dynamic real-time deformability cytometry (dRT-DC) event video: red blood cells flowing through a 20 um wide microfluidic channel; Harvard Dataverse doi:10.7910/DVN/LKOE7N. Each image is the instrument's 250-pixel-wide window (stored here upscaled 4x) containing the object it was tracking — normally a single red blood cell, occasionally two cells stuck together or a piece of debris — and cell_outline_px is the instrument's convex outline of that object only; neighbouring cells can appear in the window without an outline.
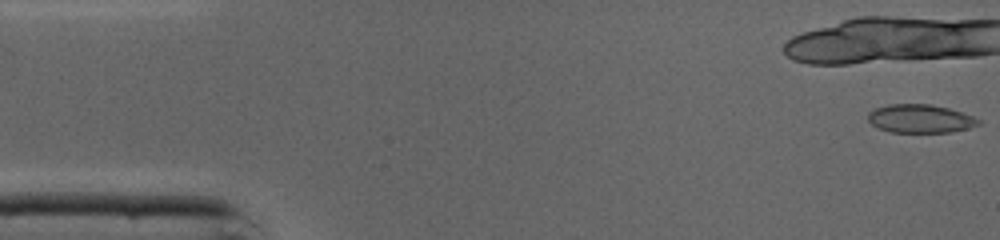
{"species": "common noctule bat (a hibernating species)", "species_latin": "Nyctalus noctula", "temperature_condition": "cold", "stored_images_in_passage": 10, "camera_frame_rate_fps": 3000, "um_per_image_px": 0.085, "animal": {"sex": "male", "body_mass_g": 19.0, "forearm_length_mm": 50.8}, "frame": {"image": 1, "passage_image": 1, "time_ms": 0.0, "image_size_px": [1000, 240], "cell_outline_px": [[980, 124], [968, 128], [952, 132], [888, 132], [872, 124], [868, 120], [868, 112], [876, 108], [888, 104], [932, 104], [948, 108], [972, 116], [980, 120]], "centroid_in_image_um": [78.21, 10.08], "position_along_channel_um": 6.8, "area_um2": 18.21}}